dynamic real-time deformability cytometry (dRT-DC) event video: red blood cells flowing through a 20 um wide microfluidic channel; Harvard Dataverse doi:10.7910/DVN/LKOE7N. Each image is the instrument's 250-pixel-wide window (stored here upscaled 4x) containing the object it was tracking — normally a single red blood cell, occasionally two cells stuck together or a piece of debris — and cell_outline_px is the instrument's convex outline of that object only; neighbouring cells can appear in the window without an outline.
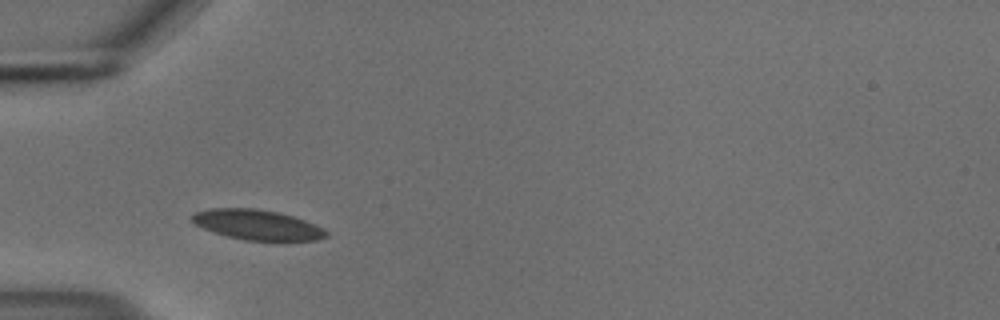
{"species": "common noctule bat (a hibernating species)", "species_latin": "Nyctalus noctula", "temperature_condition": "cold", "stored_images_in_passage": 39, "camera_frame_rate_fps": 3000, "um_per_image_px": 0.085, "animal": {"sex": "male", "body_mass_g": 18.8}, "frame": {"image": 1, "passage_image": 1, "time_ms": 0.0, "image_size_px": [1000, 320], "cell_outline_px": [[328, 236], [320, 240], [288, 244], [276, 244], [244, 240], [228, 236], [204, 228], [196, 224], [192, 220], [192, 216], [196, 212], [208, 208], [256, 208], [276, 212], [292, 216], [304, 220], [324, 228], [328, 232]], "centroid_in_image_um": [22.01, 19.17], "position_along_channel_um": 63.0, "area_um2": 24.51}}
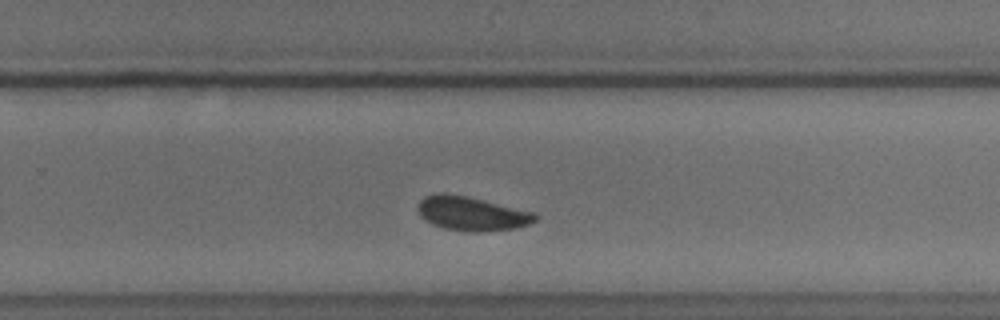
{"frame": {"image": 2, "passage_image": 20, "time_ms": 6.333, "image_size_px": [1000, 320], "cell_outline_px": [[540, 216], [536, 220], [528, 224], [516, 228], [476, 232], [444, 228], [432, 224], [420, 216], [416, 208], [416, 204], [424, 196], [444, 192], [464, 196], [536, 212]], "centroid_in_image_um": [40.08, 18.15], "position_along_channel_um": 289.7, "area_um2": 23.24}}
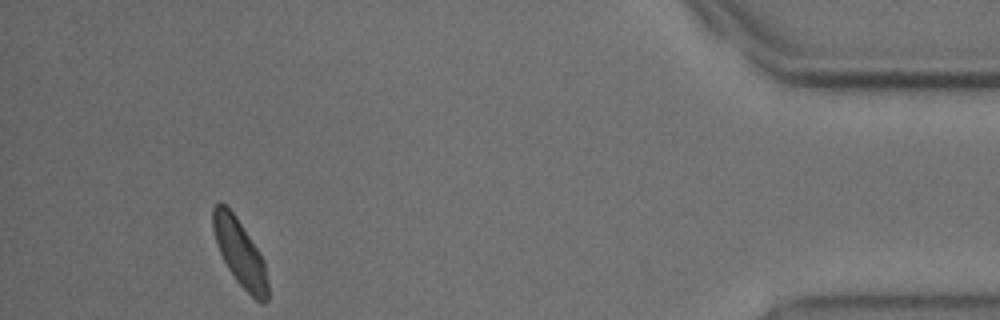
{"frame": {"image": 3, "passage_image": 35, "time_ms": 11.333, "image_size_px": [1000, 320], "cell_outline_px": [[268, 300], [264, 304], [260, 304], [236, 280], [228, 268], [220, 252], [212, 228], [212, 208], [220, 200], [232, 212], [260, 252], [264, 260], [268, 284]], "centroid_in_image_um": [20.4, 21.5], "position_along_channel_um": 414.8, "area_um2": 21.04}, "authors_computed_cell_mechanics": {"area_um2": 22.7154, "velocity_mm_per_s": 3.6397, "shape_relaxation_time_tau1_ms": 2.7374, "shape_relaxation_time_tau2_ms": null, "deformation_change_tau1": 0.0784, "deformation_change_tau2": null}}